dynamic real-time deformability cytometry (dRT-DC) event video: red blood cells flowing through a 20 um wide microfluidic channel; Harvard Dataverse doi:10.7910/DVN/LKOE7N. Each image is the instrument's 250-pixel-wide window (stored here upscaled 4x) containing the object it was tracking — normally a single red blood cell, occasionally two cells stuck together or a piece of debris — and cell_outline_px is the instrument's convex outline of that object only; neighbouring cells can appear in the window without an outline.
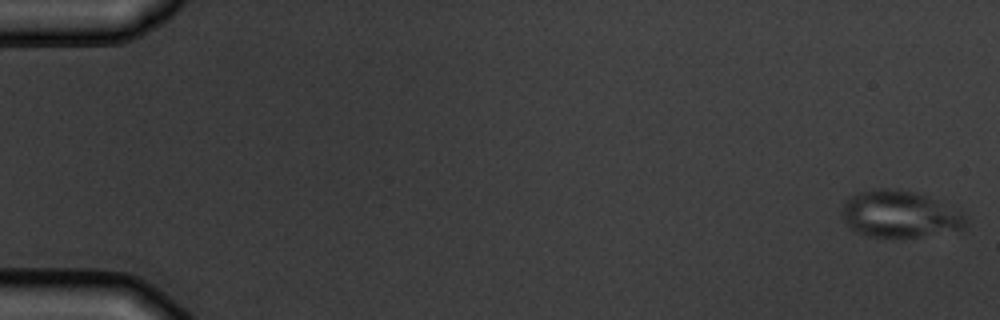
{"species": "common noctule bat (a hibernating species)", "species_latin": "Nyctalus noctula", "temperature_condition": "warm", "stored_images_in_passage": 8, "camera_frame_rate_fps": 3000, "um_per_image_px": 0.085, "animal": {"sex": "male", "body_mass_g": 19.5, "forearm_length_mm": 54.6}, "frame": {"image": 1, "passage_image": 1, "time_ms": 0.0, "image_size_px": [1000, 320], "cell_outline_px": [[968, 224], [964, 228], [920, 236], [868, 236], [856, 232], [848, 228], [840, 216], [840, 208], [844, 200], [848, 196], [860, 192], [880, 188], [884, 188], [912, 192], [936, 200], [964, 212], [968, 220]], "centroid_in_image_um": [76.41, 18.2], "position_along_channel_um": 8.6, "area_um2": 33.7}}